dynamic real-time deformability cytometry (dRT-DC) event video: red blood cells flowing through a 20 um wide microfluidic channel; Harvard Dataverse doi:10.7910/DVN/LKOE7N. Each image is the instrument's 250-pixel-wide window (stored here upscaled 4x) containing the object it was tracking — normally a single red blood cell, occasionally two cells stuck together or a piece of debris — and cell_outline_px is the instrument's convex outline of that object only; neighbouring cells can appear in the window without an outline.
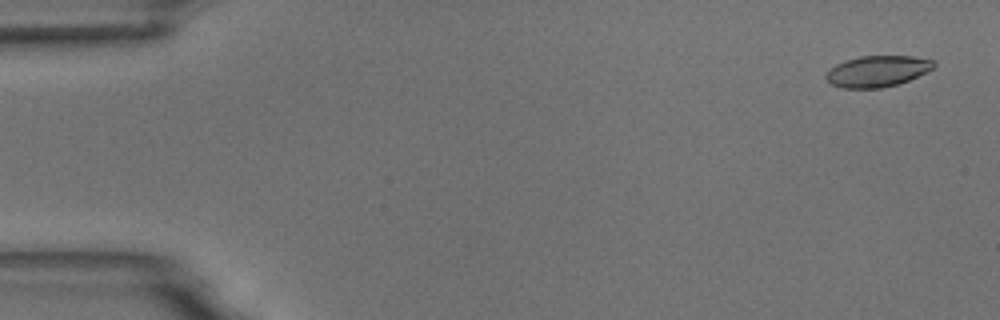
{"species": "common noctule bat (a hibernating species)", "species_latin": "Nyctalus noctula", "temperature_condition": "room temperature", "stored_images_in_passage": 4, "camera_frame_rate_fps": 3000, "um_per_image_px": 0.085, "animal": {"sex": "male", "body_mass_g": 18.8}, "frame": {"image": 1, "passage_image": 1, "time_ms": 0.0, "image_size_px": [1000, 320], "cell_outline_px": [[936, 68], [908, 80], [896, 84], [880, 88], [844, 88], [832, 84], [824, 76], [836, 64], [844, 60], [860, 56], [912, 56], [936, 60]], "centroid_in_image_um": [74.62, 6.04], "position_along_channel_um": 10.4, "area_um2": 19.54}}
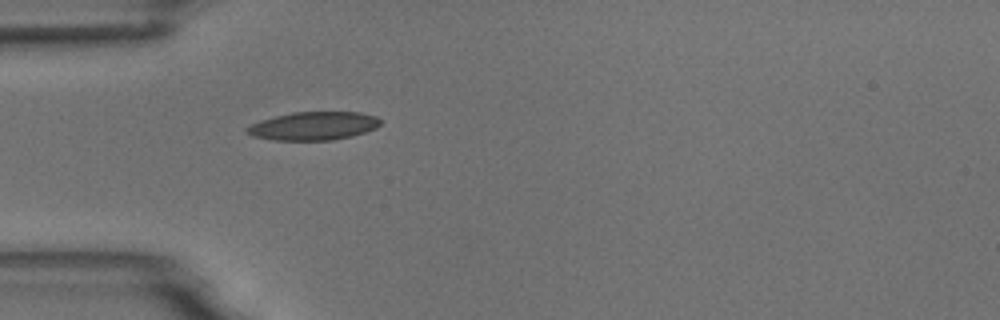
{"frame": {"image": 2, "passage_image": 4, "time_ms": 4.667, "image_size_px": [1000, 320], "cell_outline_px": [[380, 124], [376, 128], [352, 136], [332, 140], [272, 140], [252, 136], [244, 132], [244, 128], [260, 120], [292, 112], [360, 112], [376, 116], [380, 120]], "centroid_in_image_um": [26.61, 10.71], "position_along_channel_um": 58.4, "area_um2": 22.08}}